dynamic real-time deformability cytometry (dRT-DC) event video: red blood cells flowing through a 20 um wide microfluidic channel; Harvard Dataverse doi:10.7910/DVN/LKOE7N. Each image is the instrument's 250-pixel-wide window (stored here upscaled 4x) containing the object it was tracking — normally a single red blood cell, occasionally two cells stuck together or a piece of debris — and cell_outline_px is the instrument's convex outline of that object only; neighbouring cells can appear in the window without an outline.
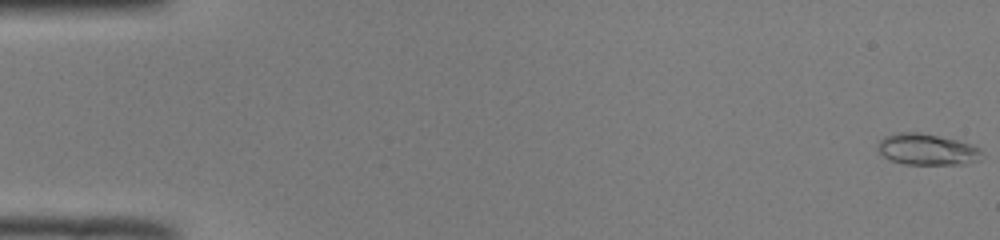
{"species": "common noctule bat (a hibernating species)", "species_latin": "Nyctalus noctula", "temperature_condition": "room temperature", "stored_images_in_passage": 52, "camera_frame_rate_fps": 3000, "um_per_image_px": 0.085, "animal": {"sex": "male", "body_mass_g": 19.0, "forearm_length_mm": 50.8}, "frame": {"image": 1, "passage_image": 1, "time_ms": 0.0, "image_size_px": [1000, 240], "cell_outline_px": [[980, 160], [964, 164], [904, 164], [892, 160], [884, 156], [876, 148], [876, 144], [884, 136], [896, 132], [920, 132], [956, 140], [972, 144], [980, 148]], "centroid_in_image_um": [78.76, 12.69], "position_along_channel_um": 6.2, "area_um2": 18.96}}
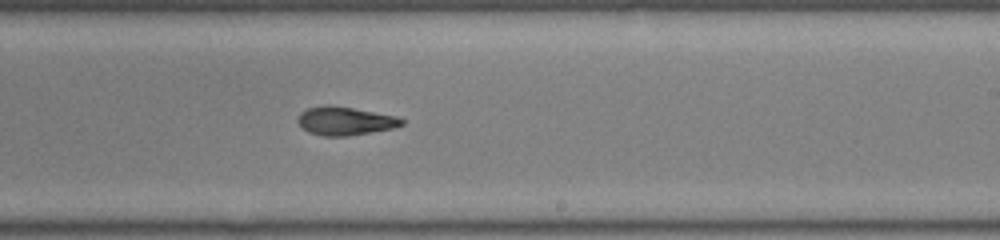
{"frame": {"image": 2, "passage_image": 32, "time_ms": 10.333, "image_size_px": [1000, 240], "cell_outline_px": [[404, 124], [392, 128], [348, 136], [324, 136], [308, 132], [296, 120], [300, 112], [308, 108], [324, 104], [328, 104], [352, 108], [396, 116], [404, 120]], "centroid_in_image_um": [29.29, 10.27], "position_along_channel_um": 259.7, "area_um2": 17.11}}
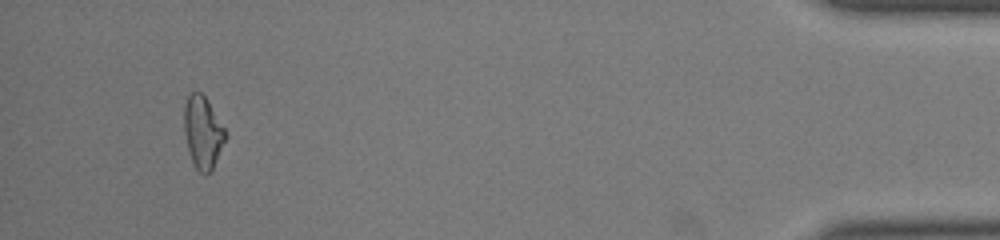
{"frame": {"image": 3, "passage_image": 49, "time_ms": 16.0, "image_size_px": [1000, 240], "cell_outline_px": [[228, 136], [212, 168], [204, 176], [196, 168], [192, 160], [188, 148], [184, 132], [184, 104], [188, 96], [192, 92], [200, 92], [208, 100], [228, 132]], "centroid_in_image_um": [17.26, 11.22], "position_along_channel_um": 417.9, "area_um2": 17.46}, "authors_computed_cell_mechanics": {"area_um2": 17.6868, "velocity_mm_per_s": 4.0104, "shape_relaxation_time_tau1_ms": 8.3134, "shape_relaxation_time_tau2_ms": 4.7664, "deformation_change_tau1": 0.2501, "deformation_change_tau2": 0.1139}}